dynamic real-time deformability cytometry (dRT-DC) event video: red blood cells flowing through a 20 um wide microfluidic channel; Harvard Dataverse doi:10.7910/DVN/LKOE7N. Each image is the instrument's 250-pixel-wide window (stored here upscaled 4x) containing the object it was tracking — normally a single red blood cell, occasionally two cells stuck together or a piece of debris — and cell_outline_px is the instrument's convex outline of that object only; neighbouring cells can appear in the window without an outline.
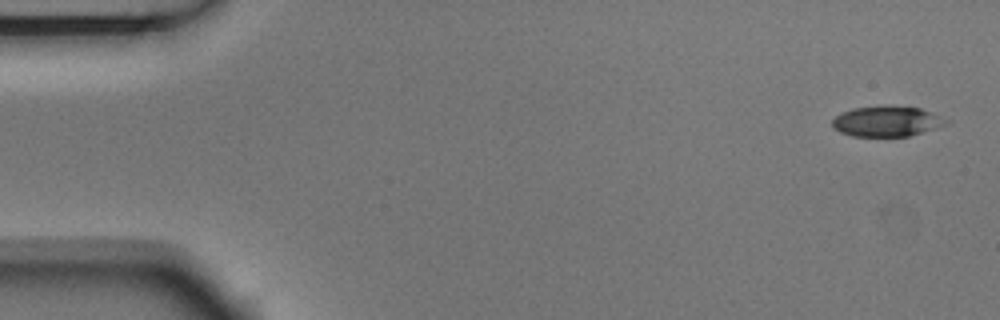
{"species": "Egyptian fruit bat (a non-hibernating species)", "species_latin": "Rousettus aegyptiacus", "temperature_condition": "room temperature", "stored_images_in_passage": 7, "camera_frame_rate_fps": 3000, "um_per_image_px": 0.085, "animal": {"sex": "male"}, "frame": {"image": 1, "passage_image": 1, "time_ms": 0.0, "image_size_px": [1000, 320], "cell_outline_px": [[948, 124], [908, 136], [852, 136], [840, 132], [832, 128], [832, 120], [840, 112], [852, 108], [888, 104], [920, 108], [932, 112], [948, 120]], "centroid_in_image_um": [75.34, 10.28], "position_along_channel_um": 9.7, "area_um2": 20.46}}
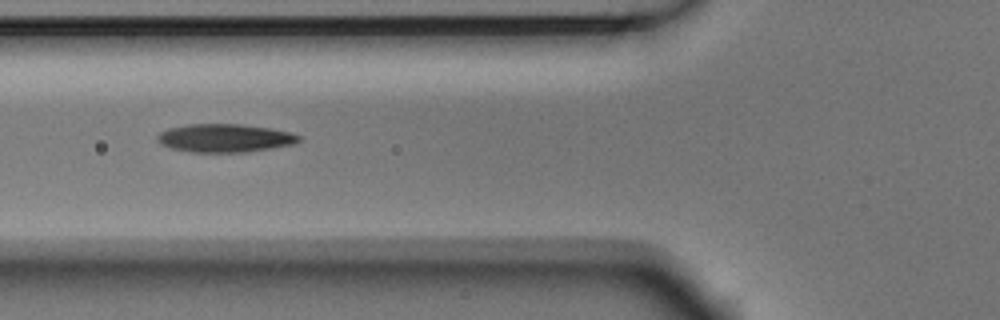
{"frame": {"image": 2, "passage_image": 5, "time_ms": 1.333, "image_size_px": [1000, 320], "cell_outline_px": [[300, 140], [296, 144], [248, 152], [188, 152], [172, 148], [160, 144], [156, 140], [156, 136], [160, 132], [168, 128], [188, 124], [240, 124], [272, 128], [292, 132], [300, 136]], "centroid_in_image_um": [19.12, 11.73], "position_along_channel_um": 106.7, "area_um2": 23.58}}
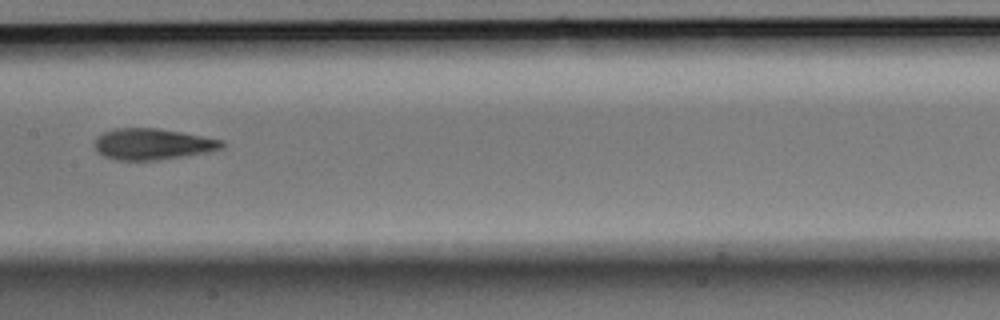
{"frame": {"image": 3, "passage_image": 7, "time_ms": 2.0, "image_size_px": [1000, 320], "cell_outline_px": [[224, 148], [208, 152], [156, 160], [116, 160], [104, 156], [96, 152], [92, 144], [104, 132], [116, 128], [156, 128], [180, 132], [220, 140], [224, 144]], "centroid_in_image_um": [12.91, 12.26], "position_along_channel_um": 194.5, "area_um2": 22.89}}